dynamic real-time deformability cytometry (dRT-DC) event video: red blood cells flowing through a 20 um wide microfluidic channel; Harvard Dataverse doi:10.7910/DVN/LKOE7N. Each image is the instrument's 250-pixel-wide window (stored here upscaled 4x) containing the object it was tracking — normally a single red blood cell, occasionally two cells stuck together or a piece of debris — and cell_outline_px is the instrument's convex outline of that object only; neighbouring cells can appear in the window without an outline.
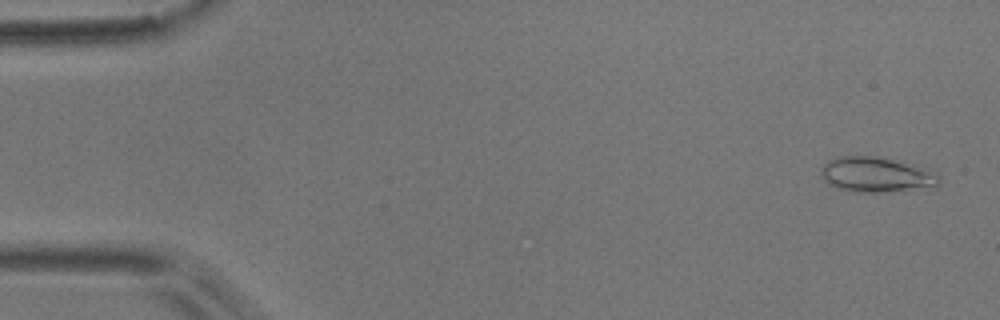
{"species": "common noctule bat (a hibernating species)", "species_latin": "Nyctalus noctula", "temperature_condition": "room temperature", "stored_images_in_passage": 53, "camera_frame_rate_fps": 3000, "um_per_image_px": 0.085, "animal": {"sex": "male", "body_mass_g": 17.9}, "frame": {"image": 1, "passage_image": 2, "time_ms": 0.333, "image_size_px": [1000, 320], "cell_outline_px": [[940, 180], [936, 188], [876, 192], [848, 192], [836, 188], [828, 184], [824, 180], [820, 172], [820, 168], [828, 160], [836, 156], [876, 156], [892, 160], [936, 172], [940, 176]], "centroid_in_image_um": [74.45, 14.87], "position_along_channel_um": 10.6, "area_um2": 24.33}}
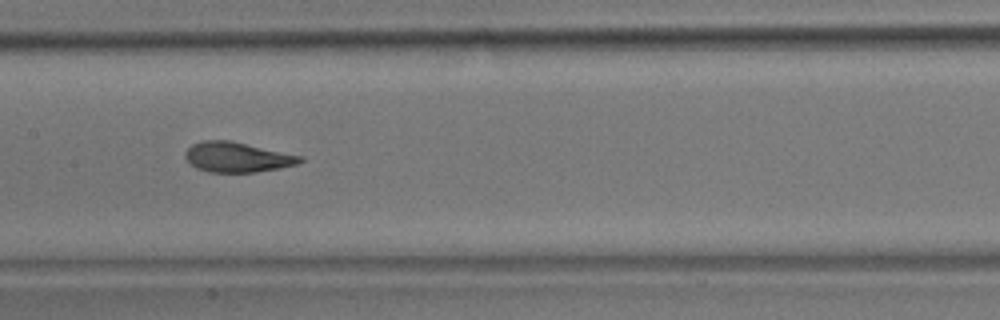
{"frame": {"image": 2, "passage_image": 26, "time_ms": 8.333, "image_size_px": [1000, 320], "cell_outline_px": [[304, 160], [296, 164], [280, 168], [256, 172], [208, 172], [196, 168], [188, 164], [184, 156], [184, 152], [192, 144], [204, 140], [228, 140], [304, 156]], "centroid_in_image_um": [20.13, 13.36], "position_along_channel_um": 187.3, "area_um2": 20.23}}
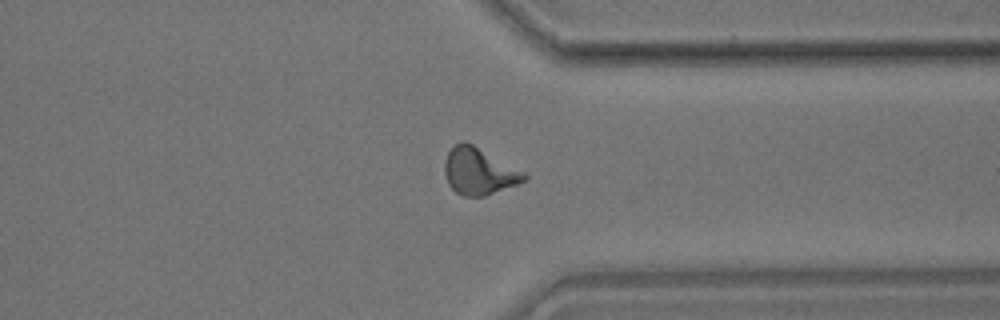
{"frame": {"image": 3, "passage_image": 41, "time_ms": 13.333, "image_size_px": [1000, 320], "cell_outline_px": [[528, 180], [484, 196], [464, 196], [456, 192], [448, 184], [444, 172], [444, 164], [448, 152], [456, 144], [464, 140], [472, 144], [524, 172], [528, 176]], "centroid_in_image_um": [40.7, 14.57], "position_along_channel_um": 370.7, "area_um2": 21.39}, "authors_computed_cell_mechanics": {"area_um2": 20.519, "velocity_mm_per_s": 3.714, "shape_relaxation_time_tau1_ms": 6.7881, "shape_relaxation_time_tau2_ms": 1.7231, "deformation_change_tau1": 0.1956, "deformation_change_tau2": 0.0834}}